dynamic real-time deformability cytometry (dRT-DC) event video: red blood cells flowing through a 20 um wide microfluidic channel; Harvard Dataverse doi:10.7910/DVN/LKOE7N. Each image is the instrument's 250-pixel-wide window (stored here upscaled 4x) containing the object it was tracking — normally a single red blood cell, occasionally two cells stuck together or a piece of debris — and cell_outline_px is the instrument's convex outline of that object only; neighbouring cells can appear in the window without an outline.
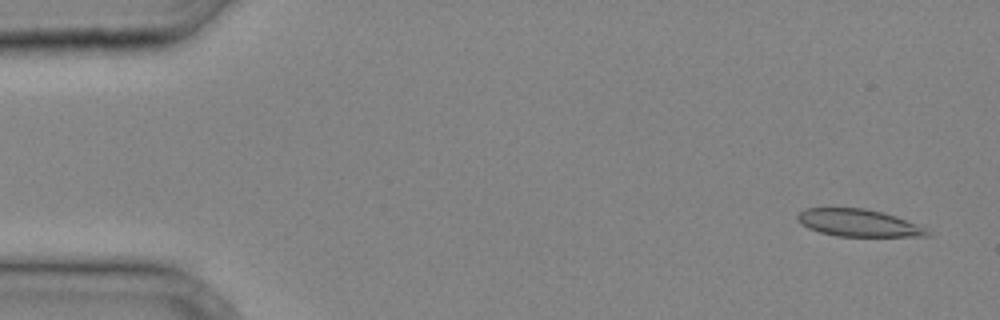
{"species": "common noctule bat (a hibernating species)", "species_latin": "Nyctalus noctula", "temperature_condition": "cold", "stored_images_in_passage": 35, "camera_frame_rate_fps": 3000, "um_per_image_px": 0.085, "animal": {"sex": "male", "body_mass_g": 20.4}, "frame": {"image": 1, "passage_image": 1, "time_ms": 0.0, "image_size_px": [1000, 320], "cell_outline_px": [[932, 236], [836, 236], [820, 232], [808, 228], [800, 224], [796, 220], [796, 216], [804, 208], [864, 208], [884, 212], [916, 224], [924, 228]], "centroid_in_image_um": [72.9, 18.94], "position_along_channel_um": 12.1, "area_um2": 20.52}}
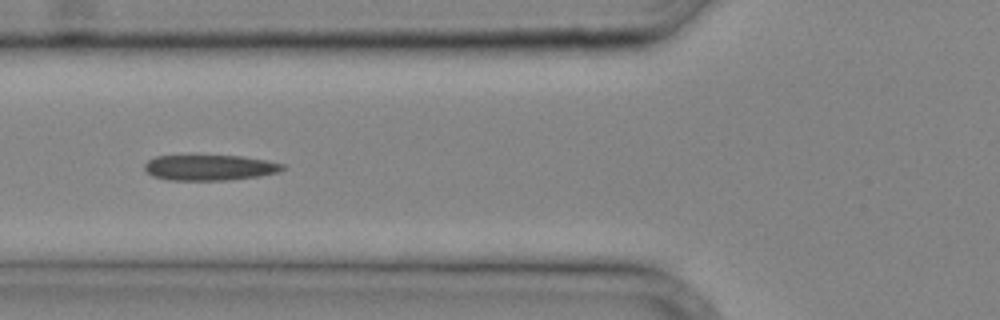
{"frame": {"image": 2, "passage_image": 13, "time_ms": 4.0, "image_size_px": [1000, 320], "cell_outline_px": [[284, 168], [280, 172], [260, 176], [224, 180], [168, 180], [152, 176], [144, 168], [144, 164], [148, 160], [156, 156], [244, 156], [268, 160], [284, 164]], "centroid_in_image_um": [17.85, 14.24], "position_along_channel_um": 108.0, "area_um2": 20.58}}
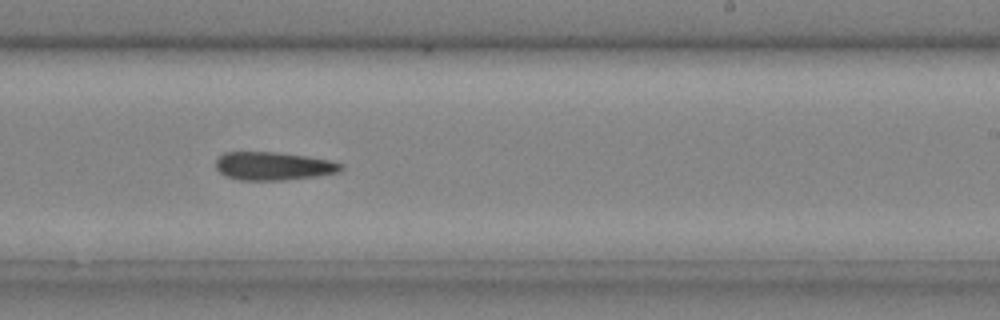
{"frame": {"image": 3, "passage_image": 22, "time_ms": 7.0, "image_size_px": [1000, 320], "cell_outline_px": [[344, 168], [336, 172], [316, 176], [284, 180], [240, 180], [224, 176], [216, 168], [216, 160], [224, 152], [276, 152], [308, 156], [332, 160], [344, 164]], "centroid_in_image_um": [23.25, 14.11], "position_along_channel_um": 265.8, "area_um2": 20.69}}